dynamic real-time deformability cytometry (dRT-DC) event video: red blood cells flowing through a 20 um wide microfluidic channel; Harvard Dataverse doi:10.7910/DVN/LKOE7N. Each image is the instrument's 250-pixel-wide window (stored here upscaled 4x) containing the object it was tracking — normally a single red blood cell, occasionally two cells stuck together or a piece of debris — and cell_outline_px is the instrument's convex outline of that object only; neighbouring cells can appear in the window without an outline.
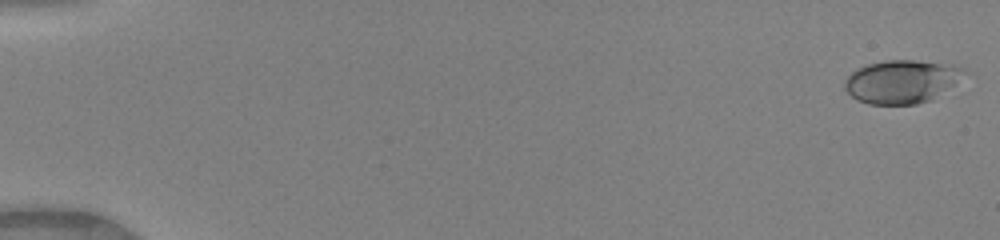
{"species": "human", "species_latin": "Homo sapiens", "temperature_condition": "warm", "stored_images_in_passage": 50, "camera_frame_rate_fps": 3000, "um_per_image_px": 0.085, "donor": {"sex": "female"}, "frame": {"image": 1, "passage_image": 1, "time_ms": 0.0, "image_size_px": [1000, 240], "cell_outline_px": [[968, 72], [932, 100], [916, 104], [868, 104], [852, 96], [844, 88], [844, 80], [856, 68], [868, 64], [884, 60], [916, 60], [952, 64], [964, 68]], "centroid_in_image_um": [76.64, 6.92], "position_along_channel_um": 8.4, "area_um2": 30.06}}
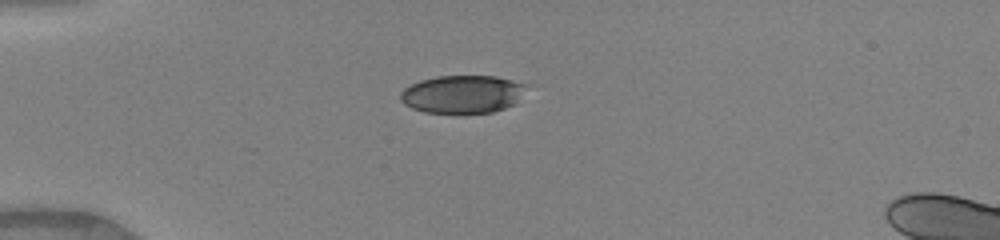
{"frame": {"image": 2, "passage_image": 14, "time_ms": 4.333, "image_size_px": [1000, 240], "cell_outline_px": [[528, 84], [516, 104], [492, 112], [424, 112], [412, 108], [404, 104], [400, 100], [400, 92], [404, 88], [420, 80], [436, 76], [496, 76]], "centroid_in_image_um": [39.31, 7.99], "position_along_channel_um": 45.7, "area_um2": 27.74}}
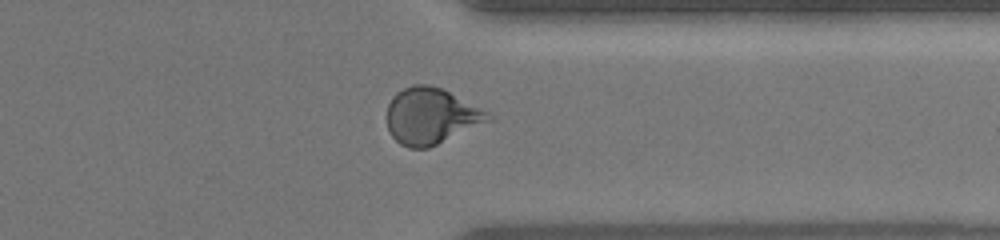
{"frame": {"image": 3, "passage_image": 40, "time_ms": 13.0, "image_size_px": [1000, 240], "cell_outline_px": [[496, 120], [428, 148], [408, 148], [400, 144], [392, 136], [388, 128], [388, 104], [392, 96], [396, 92], [412, 84], [428, 84], [440, 88], [488, 112]], "centroid_in_image_um": [36.66, 9.88], "position_along_channel_um": 374.7, "area_um2": 33.23}, "authors_computed_cell_mechanics": {"area_um2": 31.2698, "velocity_mm_per_s": 4.1229, "shape_relaxation_time_tau1_ms": 4.3409, "shape_relaxation_time_tau2_ms": 0.9156, "deformation_change_tau1": 0.1616, "deformation_change_tau2": 0.0643}}